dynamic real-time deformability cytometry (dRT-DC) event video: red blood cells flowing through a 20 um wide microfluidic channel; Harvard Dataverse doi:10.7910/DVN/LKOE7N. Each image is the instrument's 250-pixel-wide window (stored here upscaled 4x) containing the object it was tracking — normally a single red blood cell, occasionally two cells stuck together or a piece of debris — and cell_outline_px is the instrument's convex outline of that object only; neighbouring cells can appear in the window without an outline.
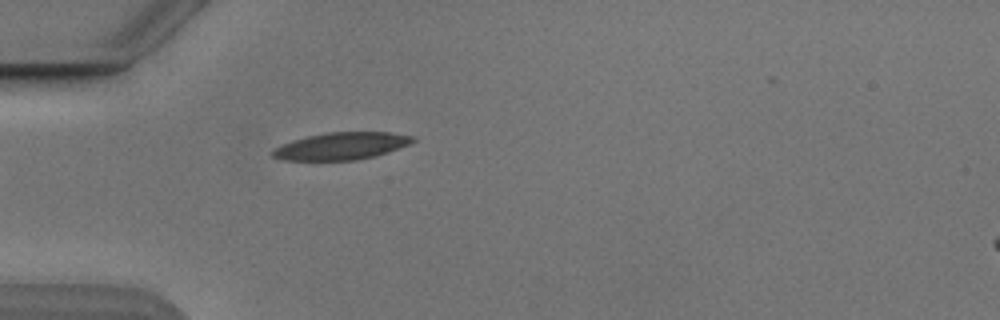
{"species": "Egyptian fruit bat (a non-hibernating species)", "species_latin": "Rousettus aegyptiacus", "temperature_condition": "cold", "stored_images_in_passage": 5, "camera_frame_rate_fps": 3000, "um_per_image_px": 0.085, "animal": {"sex": "male"}, "frame": {"image": 1, "passage_image": 1, "time_ms": 0.0, "image_size_px": [1000, 320], "cell_outline_px": [[416, 140], [408, 144], [388, 152], [376, 156], [356, 160], [280, 160], [272, 156], [272, 152], [276, 148], [292, 140], [308, 136], [328, 132], [388, 132], [412, 136]], "centroid_in_image_um": [29.01, 12.42], "position_along_channel_um": 56.0, "area_um2": 22.02}}